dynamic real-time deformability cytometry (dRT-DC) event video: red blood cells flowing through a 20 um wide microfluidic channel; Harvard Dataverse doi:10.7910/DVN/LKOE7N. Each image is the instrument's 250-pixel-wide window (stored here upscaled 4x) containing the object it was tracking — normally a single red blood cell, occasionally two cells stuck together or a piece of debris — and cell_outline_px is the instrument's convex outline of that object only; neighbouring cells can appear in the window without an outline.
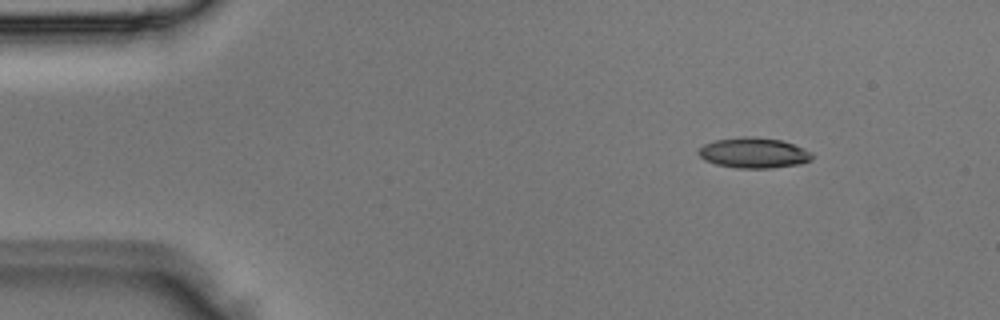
{"species": "Egyptian fruit bat (a non-hibernating species)", "species_latin": "Rousettus aegyptiacus", "temperature_condition": "room temperature", "stored_images_in_passage": 3, "camera_frame_rate_fps": 3000, "um_per_image_px": 0.085, "animal": {"sex": "male"}, "frame": {"image": 1, "passage_image": 2, "time_ms": 0.333, "image_size_px": [1000, 320], "cell_outline_px": [[812, 160], [800, 164], [772, 168], [736, 168], [716, 164], [704, 160], [696, 152], [704, 144], [716, 140], [744, 136], [780, 140], [804, 148], [812, 152]], "centroid_in_image_um": [64.06, 13.01], "position_along_channel_um": 20.9, "area_um2": 20.06}}